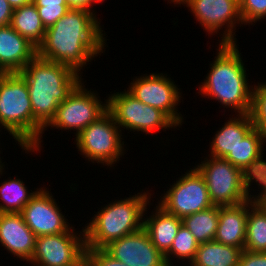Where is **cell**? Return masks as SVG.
I'll return each mask as SVG.
<instances>
[{"label": "cell", "mask_w": 266, "mask_h": 266, "mask_svg": "<svg viewBox=\"0 0 266 266\" xmlns=\"http://www.w3.org/2000/svg\"><path fill=\"white\" fill-rule=\"evenodd\" d=\"M82 9H70L53 26L46 29L37 48L41 58L64 64L81 74L82 67L103 53L106 37L100 19Z\"/></svg>", "instance_id": "6da1fadb"}, {"label": "cell", "mask_w": 266, "mask_h": 266, "mask_svg": "<svg viewBox=\"0 0 266 266\" xmlns=\"http://www.w3.org/2000/svg\"><path fill=\"white\" fill-rule=\"evenodd\" d=\"M29 89L34 119L45 128L83 80L72 68L36 55L20 72Z\"/></svg>", "instance_id": "7a4b0ae2"}, {"label": "cell", "mask_w": 266, "mask_h": 266, "mask_svg": "<svg viewBox=\"0 0 266 266\" xmlns=\"http://www.w3.org/2000/svg\"><path fill=\"white\" fill-rule=\"evenodd\" d=\"M217 54L206 79L199 85L200 95L208 96L234 109L238 114H249L252 87L248 83L246 68L236 43H219ZM247 77V78H246Z\"/></svg>", "instance_id": "3957f363"}, {"label": "cell", "mask_w": 266, "mask_h": 266, "mask_svg": "<svg viewBox=\"0 0 266 266\" xmlns=\"http://www.w3.org/2000/svg\"><path fill=\"white\" fill-rule=\"evenodd\" d=\"M0 127L8 131L25 153L41 150L44 128L33 117L29 89L19 72L0 76Z\"/></svg>", "instance_id": "277c9868"}, {"label": "cell", "mask_w": 266, "mask_h": 266, "mask_svg": "<svg viewBox=\"0 0 266 266\" xmlns=\"http://www.w3.org/2000/svg\"><path fill=\"white\" fill-rule=\"evenodd\" d=\"M148 192L120 198L96 212L84 228L86 249H103L110 242L141 230L150 205Z\"/></svg>", "instance_id": "5b68a950"}, {"label": "cell", "mask_w": 266, "mask_h": 266, "mask_svg": "<svg viewBox=\"0 0 266 266\" xmlns=\"http://www.w3.org/2000/svg\"><path fill=\"white\" fill-rule=\"evenodd\" d=\"M121 130L124 129H120L111 114L106 111L75 137L78 151L88 161L113 167V164L124 156Z\"/></svg>", "instance_id": "8992f818"}, {"label": "cell", "mask_w": 266, "mask_h": 266, "mask_svg": "<svg viewBox=\"0 0 266 266\" xmlns=\"http://www.w3.org/2000/svg\"><path fill=\"white\" fill-rule=\"evenodd\" d=\"M110 95L105 99L107 111L120 129L141 131L147 135L157 129L168 130L177 127L164 112L143 104L126 90Z\"/></svg>", "instance_id": "52a82bcc"}, {"label": "cell", "mask_w": 266, "mask_h": 266, "mask_svg": "<svg viewBox=\"0 0 266 266\" xmlns=\"http://www.w3.org/2000/svg\"><path fill=\"white\" fill-rule=\"evenodd\" d=\"M195 168L203 176L214 206H231L248 201L242 186L241 169L225 158L209 156Z\"/></svg>", "instance_id": "ba28073f"}, {"label": "cell", "mask_w": 266, "mask_h": 266, "mask_svg": "<svg viewBox=\"0 0 266 266\" xmlns=\"http://www.w3.org/2000/svg\"><path fill=\"white\" fill-rule=\"evenodd\" d=\"M82 82L59 104L54 118L44 128V131L50 126L59 130L70 129L71 131L73 129L77 136L107 111V102L103 103L97 92L86 89Z\"/></svg>", "instance_id": "9c48e42d"}, {"label": "cell", "mask_w": 266, "mask_h": 266, "mask_svg": "<svg viewBox=\"0 0 266 266\" xmlns=\"http://www.w3.org/2000/svg\"><path fill=\"white\" fill-rule=\"evenodd\" d=\"M160 198L158 205L180 219L214 206L206 182L195 167L176 180Z\"/></svg>", "instance_id": "30bf717a"}, {"label": "cell", "mask_w": 266, "mask_h": 266, "mask_svg": "<svg viewBox=\"0 0 266 266\" xmlns=\"http://www.w3.org/2000/svg\"><path fill=\"white\" fill-rule=\"evenodd\" d=\"M36 237L30 263L34 266H78L85 259V231Z\"/></svg>", "instance_id": "8fae6325"}, {"label": "cell", "mask_w": 266, "mask_h": 266, "mask_svg": "<svg viewBox=\"0 0 266 266\" xmlns=\"http://www.w3.org/2000/svg\"><path fill=\"white\" fill-rule=\"evenodd\" d=\"M135 78L127 91L143 104L164 112L178 127L182 126L184 118L176 109L182 98L178 85L163 73H151Z\"/></svg>", "instance_id": "7c38bea8"}, {"label": "cell", "mask_w": 266, "mask_h": 266, "mask_svg": "<svg viewBox=\"0 0 266 266\" xmlns=\"http://www.w3.org/2000/svg\"><path fill=\"white\" fill-rule=\"evenodd\" d=\"M184 4L208 34H217L225 26L219 42L237 44L235 26L243 25L239 0H187Z\"/></svg>", "instance_id": "4fadbf2b"}, {"label": "cell", "mask_w": 266, "mask_h": 266, "mask_svg": "<svg viewBox=\"0 0 266 266\" xmlns=\"http://www.w3.org/2000/svg\"><path fill=\"white\" fill-rule=\"evenodd\" d=\"M53 197L47 188H39L20 212L25 224L36 237L60 234L72 228Z\"/></svg>", "instance_id": "5bb4252c"}, {"label": "cell", "mask_w": 266, "mask_h": 266, "mask_svg": "<svg viewBox=\"0 0 266 266\" xmlns=\"http://www.w3.org/2000/svg\"><path fill=\"white\" fill-rule=\"evenodd\" d=\"M103 249L126 266H167L164 255L144 228L110 242Z\"/></svg>", "instance_id": "9a60e30c"}, {"label": "cell", "mask_w": 266, "mask_h": 266, "mask_svg": "<svg viewBox=\"0 0 266 266\" xmlns=\"http://www.w3.org/2000/svg\"><path fill=\"white\" fill-rule=\"evenodd\" d=\"M36 235L25 224L20 213H0V244L21 261H31Z\"/></svg>", "instance_id": "2e32d148"}, {"label": "cell", "mask_w": 266, "mask_h": 266, "mask_svg": "<svg viewBox=\"0 0 266 266\" xmlns=\"http://www.w3.org/2000/svg\"><path fill=\"white\" fill-rule=\"evenodd\" d=\"M37 48L11 25L0 27V71L20 72L35 56Z\"/></svg>", "instance_id": "e0dca14e"}, {"label": "cell", "mask_w": 266, "mask_h": 266, "mask_svg": "<svg viewBox=\"0 0 266 266\" xmlns=\"http://www.w3.org/2000/svg\"><path fill=\"white\" fill-rule=\"evenodd\" d=\"M247 214L248 201L237 205L220 206L218 228L214 240L244 250Z\"/></svg>", "instance_id": "ac0fdd59"}, {"label": "cell", "mask_w": 266, "mask_h": 266, "mask_svg": "<svg viewBox=\"0 0 266 266\" xmlns=\"http://www.w3.org/2000/svg\"><path fill=\"white\" fill-rule=\"evenodd\" d=\"M254 128L250 114H237L216 131L210 143V156L225 158Z\"/></svg>", "instance_id": "d6986e66"}, {"label": "cell", "mask_w": 266, "mask_h": 266, "mask_svg": "<svg viewBox=\"0 0 266 266\" xmlns=\"http://www.w3.org/2000/svg\"><path fill=\"white\" fill-rule=\"evenodd\" d=\"M155 208L152 215L144 217L143 228L153 245L165 255L170 250L178 229L182 225V219L166 212L159 205Z\"/></svg>", "instance_id": "ffe728a7"}, {"label": "cell", "mask_w": 266, "mask_h": 266, "mask_svg": "<svg viewBox=\"0 0 266 266\" xmlns=\"http://www.w3.org/2000/svg\"><path fill=\"white\" fill-rule=\"evenodd\" d=\"M242 251L215 240L200 243L194 260L187 266H238Z\"/></svg>", "instance_id": "44dd1931"}, {"label": "cell", "mask_w": 266, "mask_h": 266, "mask_svg": "<svg viewBox=\"0 0 266 266\" xmlns=\"http://www.w3.org/2000/svg\"><path fill=\"white\" fill-rule=\"evenodd\" d=\"M10 25L36 48L44 40L46 29L33 2L14 9Z\"/></svg>", "instance_id": "7402d4cb"}, {"label": "cell", "mask_w": 266, "mask_h": 266, "mask_svg": "<svg viewBox=\"0 0 266 266\" xmlns=\"http://www.w3.org/2000/svg\"><path fill=\"white\" fill-rule=\"evenodd\" d=\"M218 222L219 206H212L182 219V225L191 232L199 244L214 240Z\"/></svg>", "instance_id": "603a6c76"}, {"label": "cell", "mask_w": 266, "mask_h": 266, "mask_svg": "<svg viewBox=\"0 0 266 266\" xmlns=\"http://www.w3.org/2000/svg\"><path fill=\"white\" fill-rule=\"evenodd\" d=\"M38 190L29 192L23 180L9 177L0 186V213H20Z\"/></svg>", "instance_id": "cb8c5ba5"}, {"label": "cell", "mask_w": 266, "mask_h": 266, "mask_svg": "<svg viewBox=\"0 0 266 266\" xmlns=\"http://www.w3.org/2000/svg\"><path fill=\"white\" fill-rule=\"evenodd\" d=\"M245 251L266 253V211L248 201Z\"/></svg>", "instance_id": "d4e9b609"}, {"label": "cell", "mask_w": 266, "mask_h": 266, "mask_svg": "<svg viewBox=\"0 0 266 266\" xmlns=\"http://www.w3.org/2000/svg\"><path fill=\"white\" fill-rule=\"evenodd\" d=\"M264 143L261 134L253 128L225 159L242 170L264 151Z\"/></svg>", "instance_id": "484cf974"}, {"label": "cell", "mask_w": 266, "mask_h": 266, "mask_svg": "<svg viewBox=\"0 0 266 266\" xmlns=\"http://www.w3.org/2000/svg\"><path fill=\"white\" fill-rule=\"evenodd\" d=\"M198 247L199 243L197 242L195 237L186 227L181 225L178 229L176 237L174 238L170 250L164 255L167 266H174L172 260L175 257L178 261L186 260L187 262H189L188 264H190L195 258Z\"/></svg>", "instance_id": "4316f807"}, {"label": "cell", "mask_w": 266, "mask_h": 266, "mask_svg": "<svg viewBox=\"0 0 266 266\" xmlns=\"http://www.w3.org/2000/svg\"><path fill=\"white\" fill-rule=\"evenodd\" d=\"M263 154L264 153H261L249 165H246L241 170L242 186L248 201L254 200V195L249 193L251 192L250 190H252L250 189V186L252 185L251 183H253V181L256 183L258 182V188L261 192H263L266 188V161L263 159Z\"/></svg>", "instance_id": "83f0119b"}, {"label": "cell", "mask_w": 266, "mask_h": 266, "mask_svg": "<svg viewBox=\"0 0 266 266\" xmlns=\"http://www.w3.org/2000/svg\"><path fill=\"white\" fill-rule=\"evenodd\" d=\"M250 117L254 128L266 142V82H261L252 87Z\"/></svg>", "instance_id": "f1b7e54d"}, {"label": "cell", "mask_w": 266, "mask_h": 266, "mask_svg": "<svg viewBox=\"0 0 266 266\" xmlns=\"http://www.w3.org/2000/svg\"><path fill=\"white\" fill-rule=\"evenodd\" d=\"M45 29L53 26L70 8L65 0H33Z\"/></svg>", "instance_id": "f546056e"}, {"label": "cell", "mask_w": 266, "mask_h": 266, "mask_svg": "<svg viewBox=\"0 0 266 266\" xmlns=\"http://www.w3.org/2000/svg\"><path fill=\"white\" fill-rule=\"evenodd\" d=\"M239 4L244 25L266 19V0H239Z\"/></svg>", "instance_id": "4dcf8cb0"}, {"label": "cell", "mask_w": 266, "mask_h": 266, "mask_svg": "<svg viewBox=\"0 0 266 266\" xmlns=\"http://www.w3.org/2000/svg\"><path fill=\"white\" fill-rule=\"evenodd\" d=\"M85 259L88 266H126L110 256L104 249H86Z\"/></svg>", "instance_id": "1f68e13d"}, {"label": "cell", "mask_w": 266, "mask_h": 266, "mask_svg": "<svg viewBox=\"0 0 266 266\" xmlns=\"http://www.w3.org/2000/svg\"><path fill=\"white\" fill-rule=\"evenodd\" d=\"M238 266H266V253L243 250Z\"/></svg>", "instance_id": "d6a6232c"}, {"label": "cell", "mask_w": 266, "mask_h": 266, "mask_svg": "<svg viewBox=\"0 0 266 266\" xmlns=\"http://www.w3.org/2000/svg\"><path fill=\"white\" fill-rule=\"evenodd\" d=\"M13 11L7 0H0V27L10 25Z\"/></svg>", "instance_id": "836d02e7"}, {"label": "cell", "mask_w": 266, "mask_h": 266, "mask_svg": "<svg viewBox=\"0 0 266 266\" xmlns=\"http://www.w3.org/2000/svg\"><path fill=\"white\" fill-rule=\"evenodd\" d=\"M70 9H82L89 11L95 15L93 10L94 0H65Z\"/></svg>", "instance_id": "e575fe53"}, {"label": "cell", "mask_w": 266, "mask_h": 266, "mask_svg": "<svg viewBox=\"0 0 266 266\" xmlns=\"http://www.w3.org/2000/svg\"><path fill=\"white\" fill-rule=\"evenodd\" d=\"M253 203L261 210L266 211V188L263 192L254 195Z\"/></svg>", "instance_id": "d590c367"}, {"label": "cell", "mask_w": 266, "mask_h": 266, "mask_svg": "<svg viewBox=\"0 0 266 266\" xmlns=\"http://www.w3.org/2000/svg\"><path fill=\"white\" fill-rule=\"evenodd\" d=\"M13 9L22 7L23 5L30 4L33 0H7Z\"/></svg>", "instance_id": "8d00e7d4"}, {"label": "cell", "mask_w": 266, "mask_h": 266, "mask_svg": "<svg viewBox=\"0 0 266 266\" xmlns=\"http://www.w3.org/2000/svg\"><path fill=\"white\" fill-rule=\"evenodd\" d=\"M171 2H169V0H168V2L169 3H174L175 5L176 4H179V5H184V3L187 1V0H170Z\"/></svg>", "instance_id": "74e56055"}, {"label": "cell", "mask_w": 266, "mask_h": 266, "mask_svg": "<svg viewBox=\"0 0 266 266\" xmlns=\"http://www.w3.org/2000/svg\"><path fill=\"white\" fill-rule=\"evenodd\" d=\"M3 166H4V163H2L1 158H0V175H2V173H3V169H4Z\"/></svg>", "instance_id": "f35d334b"}, {"label": "cell", "mask_w": 266, "mask_h": 266, "mask_svg": "<svg viewBox=\"0 0 266 266\" xmlns=\"http://www.w3.org/2000/svg\"><path fill=\"white\" fill-rule=\"evenodd\" d=\"M78 266H88L86 259H84Z\"/></svg>", "instance_id": "ab89813d"}, {"label": "cell", "mask_w": 266, "mask_h": 266, "mask_svg": "<svg viewBox=\"0 0 266 266\" xmlns=\"http://www.w3.org/2000/svg\"><path fill=\"white\" fill-rule=\"evenodd\" d=\"M102 1L104 2V0H94V3L96 4L97 3H102Z\"/></svg>", "instance_id": "60d3db41"}]
</instances>
